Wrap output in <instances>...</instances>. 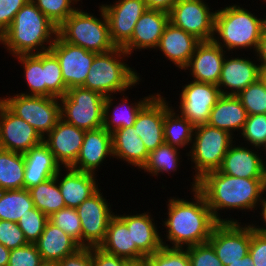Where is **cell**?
Masks as SVG:
<instances>
[{
  "mask_svg": "<svg viewBox=\"0 0 266 266\" xmlns=\"http://www.w3.org/2000/svg\"><path fill=\"white\" fill-rule=\"evenodd\" d=\"M193 198L167 197L166 218H161L166 234H161L162 246L187 248L206 243L219 223L213 216L204 196L197 190L190 191ZM177 197V198H176ZM192 200V201H191ZM165 239V240H164ZM167 242V243H166ZM168 242L170 244H168Z\"/></svg>",
  "mask_w": 266,
  "mask_h": 266,
  "instance_id": "obj_1",
  "label": "cell"
},
{
  "mask_svg": "<svg viewBox=\"0 0 266 266\" xmlns=\"http://www.w3.org/2000/svg\"><path fill=\"white\" fill-rule=\"evenodd\" d=\"M197 190L204 196L218 222H239L240 219L231 217V214L230 218H224L221 214H227L226 211L230 210L241 211L242 214L251 211L254 214L266 192V178L233 177L215 170L207 172L197 181Z\"/></svg>",
  "mask_w": 266,
  "mask_h": 266,
  "instance_id": "obj_2",
  "label": "cell"
},
{
  "mask_svg": "<svg viewBox=\"0 0 266 266\" xmlns=\"http://www.w3.org/2000/svg\"><path fill=\"white\" fill-rule=\"evenodd\" d=\"M58 27L29 0L15 15L10 27L0 36V44L13 57L49 51Z\"/></svg>",
  "mask_w": 266,
  "mask_h": 266,
  "instance_id": "obj_3",
  "label": "cell"
},
{
  "mask_svg": "<svg viewBox=\"0 0 266 266\" xmlns=\"http://www.w3.org/2000/svg\"><path fill=\"white\" fill-rule=\"evenodd\" d=\"M238 4L232 3L216 10L212 40L227 53L250 49L254 54L266 27V16L261 18L260 14L257 16L255 12Z\"/></svg>",
  "mask_w": 266,
  "mask_h": 266,
  "instance_id": "obj_4",
  "label": "cell"
},
{
  "mask_svg": "<svg viewBox=\"0 0 266 266\" xmlns=\"http://www.w3.org/2000/svg\"><path fill=\"white\" fill-rule=\"evenodd\" d=\"M130 57L121 47L106 53H98L82 87L98 92L104 97L136 88L143 80L142 75L127 64Z\"/></svg>",
  "mask_w": 266,
  "mask_h": 266,
  "instance_id": "obj_5",
  "label": "cell"
},
{
  "mask_svg": "<svg viewBox=\"0 0 266 266\" xmlns=\"http://www.w3.org/2000/svg\"><path fill=\"white\" fill-rule=\"evenodd\" d=\"M77 8L58 27L57 35L67 43L96 53H106L116 46L112 43L105 12L99 5V17ZM82 8V9H81Z\"/></svg>",
  "mask_w": 266,
  "mask_h": 266,
  "instance_id": "obj_6",
  "label": "cell"
},
{
  "mask_svg": "<svg viewBox=\"0 0 266 266\" xmlns=\"http://www.w3.org/2000/svg\"><path fill=\"white\" fill-rule=\"evenodd\" d=\"M235 140L237 138L229 132L207 123L195 126L191 148L184 154L190 159L193 169L190 190L197 189V181L207 172L221 167L225 154Z\"/></svg>",
  "mask_w": 266,
  "mask_h": 266,
  "instance_id": "obj_7",
  "label": "cell"
},
{
  "mask_svg": "<svg viewBox=\"0 0 266 266\" xmlns=\"http://www.w3.org/2000/svg\"><path fill=\"white\" fill-rule=\"evenodd\" d=\"M60 117L85 131L103 127L105 97L84 87H73L59 98Z\"/></svg>",
  "mask_w": 266,
  "mask_h": 266,
  "instance_id": "obj_8",
  "label": "cell"
},
{
  "mask_svg": "<svg viewBox=\"0 0 266 266\" xmlns=\"http://www.w3.org/2000/svg\"><path fill=\"white\" fill-rule=\"evenodd\" d=\"M7 95L0 97V100L30 124L42 138L51 132L61 118L60 100L57 97L29 96L14 92L13 95Z\"/></svg>",
  "mask_w": 266,
  "mask_h": 266,
  "instance_id": "obj_9",
  "label": "cell"
},
{
  "mask_svg": "<svg viewBox=\"0 0 266 266\" xmlns=\"http://www.w3.org/2000/svg\"><path fill=\"white\" fill-rule=\"evenodd\" d=\"M99 188L77 208L82 228V247H99L104 241L113 212L110 201Z\"/></svg>",
  "mask_w": 266,
  "mask_h": 266,
  "instance_id": "obj_10",
  "label": "cell"
},
{
  "mask_svg": "<svg viewBox=\"0 0 266 266\" xmlns=\"http://www.w3.org/2000/svg\"><path fill=\"white\" fill-rule=\"evenodd\" d=\"M206 1L179 0L169 12V22L200 41L212 40L216 10Z\"/></svg>",
  "mask_w": 266,
  "mask_h": 266,
  "instance_id": "obj_11",
  "label": "cell"
},
{
  "mask_svg": "<svg viewBox=\"0 0 266 266\" xmlns=\"http://www.w3.org/2000/svg\"><path fill=\"white\" fill-rule=\"evenodd\" d=\"M181 88V93L178 94L179 101H177L179 105L177 104L176 107L172 105V108H175L194 126L208 123L211 109L222 95L219 87L215 84L192 80L182 85Z\"/></svg>",
  "mask_w": 266,
  "mask_h": 266,
  "instance_id": "obj_12",
  "label": "cell"
},
{
  "mask_svg": "<svg viewBox=\"0 0 266 266\" xmlns=\"http://www.w3.org/2000/svg\"><path fill=\"white\" fill-rule=\"evenodd\" d=\"M223 266L242 259L249 253L251 225L249 222H219L207 241Z\"/></svg>",
  "mask_w": 266,
  "mask_h": 266,
  "instance_id": "obj_13",
  "label": "cell"
},
{
  "mask_svg": "<svg viewBox=\"0 0 266 266\" xmlns=\"http://www.w3.org/2000/svg\"><path fill=\"white\" fill-rule=\"evenodd\" d=\"M61 67L67 89L84 85L96 52L63 41L58 35L50 48Z\"/></svg>",
  "mask_w": 266,
  "mask_h": 266,
  "instance_id": "obj_14",
  "label": "cell"
},
{
  "mask_svg": "<svg viewBox=\"0 0 266 266\" xmlns=\"http://www.w3.org/2000/svg\"><path fill=\"white\" fill-rule=\"evenodd\" d=\"M109 25L112 43L123 47L134 32L136 22L146 11L144 0H115L113 4H101Z\"/></svg>",
  "mask_w": 266,
  "mask_h": 266,
  "instance_id": "obj_15",
  "label": "cell"
},
{
  "mask_svg": "<svg viewBox=\"0 0 266 266\" xmlns=\"http://www.w3.org/2000/svg\"><path fill=\"white\" fill-rule=\"evenodd\" d=\"M43 138L0 100V149L24 154Z\"/></svg>",
  "mask_w": 266,
  "mask_h": 266,
  "instance_id": "obj_16",
  "label": "cell"
},
{
  "mask_svg": "<svg viewBox=\"0 0 266 266\" xmlns=\"http://www.w3.org/2000/svg\"><path fill=\"white\" fill-rule=\"evenodd\" d=\"M230 54H226L224 58L221 76L217 86L222 95L236 96L251 83L261 78L262 70L255 54L253 57L251 56L254 59L245 55H243L244 57H240L242 55H238L237 53H235V56H233L234 54L230 56Z\"/></svg>",
  "mask_w": 266,
  "mask_h": 266,
  "instance_id": "obj_17",
  "label": "cell"
},
{
  "mask_svg": "<svg viewBox=\"0 0 266 266\" xmlns=\"http://www.w3.org/2000/svg\"><path fill=\"white\" fill-rule=\"evenodd\" d=\"M160 92L140 110L133 125L148 152L164 143V115L172 107Z\"/></svg>",
  "mask_w": 266,
  "mask_h": 266,
  "instance_id": "obj_18",
  "label": "cell"
},
{
  "mask_svg": "<svg viewBox=\"0 0 266 266\" xmlns=\"http://www.w3.org/2000/svg\"><path fill=\"white\" fill-rule=\"evenodd\" d=\"M238 141L241 143L238 139L231 144L218 170L233 177L266 178L263 150L250 145L244 146Z\"/></svg>",
  "mask_w": 266,
  "mask_h": 266,
  "instance_id": "obj_19",
  "label": "cell"
},
{
  "mask_svg": "<svg viewBox=\"0 0 266 266\" xmlns=\"http://www.w3.org/2000/svg\"><path fill=\"white\" fill-rule=\"evenodd\" d=\"M85 130L59 119L51 132L43 138L56 162L62 168L71 167L80 153Z\"/></svg>",
  "mask_w": 266,
  "mask_h": 266,
  "instance_id": "obj_20",
  "label": "cell"
},
{
  "mask_svg": "<svg viewBox=\"0 0 266 266\" xmlns=\"http://www.w3.org/2000/svg\"><path fill=\"white\" fill-rule=\"evenodd\" d=\"M226 54L213 40L201 41L183 70L189 71L187 75H191L193 81L218 85Z\"/></svg>",
  "mask_w": 266,
  "mask_h": 266,
  "instance_id": "obj_21",
  "label": "cell"
},
{
  "mask_svg": "<svg viewBox=\"0 0 266 266\" xmlns=\"http://www.w3.org/2000/svg\"><path fill=\"white\" fill-rule=\"evenodd\" d=\"M107 158L114 159L112 134L103 127L85 131L80 153L70 168L97 175L98 169H102L99 167L104 166L103 163Z\"/></svg>",
  "mask_w": 266,
  "mask_h": 266,
  "instance_id": "obj_22",
  "label": "cell"
},
{
  "mask_svg": "<svg viewBox=\"0 0 266 266\" xmlns=\"http://www.w3.org/2000/svg\"><path fill=\"white\" fill-rule=\"evenodd\" d=\"M169 23V13L146 9L136 22L131 39L122 47L130 56L136 51L142 52L157 48L165 27ZM135 51V52H134Z\"/></svg>",
  "mask_w": 266,
  "mask_h": 266,
  "instance_id": "obj_23",
  "label": "cell"
},
{
  "mask_svg": "<svg viewBox=\"0 0 266 266\" xmlns=\"http://www.w3.org/2000/svg\"><path fill=\"white\" fill-rule=\"evenodd\" d=\"M200 42L193 35L169 22L155 50L162 52L163 58L168 59L170 63L182 71Z\"/></svg>",
  "mask_w": 266,
  "mask_h": 266,
  "instance_id": "obj_24",
  "label": "cell"
},
{
  "mask_svg": "<svg viewBox=\"0 0 266 266\" xmlns=\"http://www.w3.org/2000/svg\"><path fill=\"white\" fill-rule=\"evenodd\" d=\"M116 214L126 223L128 229L131 230L132 245H136L146 257L157 252L162 247V232H159L160 226L157 227V222H154L155 216L152 215L151 211Z\"/></svg>",
  "mask_w": 266,
  "mask_h": 266,
  "instance_id": "obj_25",
  "label": "cell"
},
{
  "mask_svg": "<svg viewBox=\"0 0 266 266\" xmlns=\"http://www.w3.org/2000/svg\"><path fill=\"white\" fill-rule=\"evenodd\" d=\"M97 176L92 173L77 171L70 167L61 168L55 178L66 207L77 208L82 202L93 195L101 187L96 178Z\"/></svg>",
  "mask_w": 266,
  "mask_h": 266,
  "instance_id": "obj_26",
  "label": "cell"
},
{
  "mask_svg": "<svg viewBox=\"0 0 266 266\" xmlns=\"http://www.w3.org/2000/svg\"><path fill=\"white\" fill-rule=\"evenodd\" d=\"M126 92L119 94L123 95L120 99L113 95L105 97L103 128L110 134L120 128L132 127L140 110L157 94L153 92L144 98L140 97L139 100L129 102L131 99L128 98ZM115 99H119L120 102L118 103Z\"/></svg>",
  "mask_w": 266,
  "mask_h": 266,
  "instance_id": "obj_27",
  "label": "cell"
},
{
  "mask_svg": "<svg viewBox=\"0 0 266 266\" xmlns=\"http://www.w3.org/2000/svg\"><path fill=\"white\" fill-rule=\"evenodd\" d=\"M23 155L25 160L24 189L29 190L56 176L62 168L44 142L31 148Z\"/></svg>",
  "mask_w": 266,
  "mask_h": 266,
  "instance_id": "obj_28",
  "label": "cell"
},
{
  "mask_svg": "<svg viewBox=\"0 0 266 266\" xmlns=\"http://www.w3.org/2000/svg\"><path fill=\"white\" fill-rule=\"evenodd\" d=\"M247 117V111L237 96L221 95L216 105L211 109L207 124L223 129L237 137L242 131ZM236 132H238L237 135Z\"/></svg>",
  "mask_w": 266,
  "mask_h": 266,
  "instance_id": "obj_29",
  "label": "cell"
},
{
  "mask_svg": "<svg viewBox=\"0 0 266 266\" xmlns=\"http://www.w3.org/2000/svg\"><path fill=\"white\" fill-rule=\"evenodd\" d=\"M113 157L139 171L145 165L149 152L136 133L135 127L120 128L112 133Z\"/></svg>",
  "mask_w": 266,
  "mask_h": 266,
  "instance_id": "obj_30",
  "label": "cell"
},
{
  "mask_svg": "<svg viewBox=\"0 0 266 266\" xmlns=\"http://www.w3.org/2000/svg\"><path fill=\"white\" fill-rule=\"evenodd\" d=\"M99 248L108 254L128 260H138L146 257L136 245H132L131 230L117 214L110 220L106 236Z\"/></svg>",
  "mask_w": 266,
  "mask_h": 266,
  "instance_id": "obj_31",
  "label": "cell"
},
{
  "mask_svg": "<svg viewBox=\"0 0 266 266\" xmlns=\"http://www.w3.org/2000/svg\"><path fill=\"white\" fill-rule=\"evenodd\" d=\"M43 261H61L81 246L59 227L47 222L43 233L34 243Z\"/></svg>",
  "mask_w": 266,
  "mask_h": 266,
  "instance_id": "obj_32",
  "label": "cell"
},
{
  "mask_svg": "<svg viewBox=\"0 0 266 266\" xmlns=\"http://www.w3.org/2000/svg\"><path fill=\"white\" fill-rule=\"evenodd\" d=\"M14 59L23 66V78L28 87L25 92L20 94L29 96L46 97L45 83V52L38 54H21L15 56Z\"/></svg>",
  "mask_w": 266,
  "mask_h": 266,
  "instance_id": "obj_33",
  "label": "cell"
},
{
  "mask_svg": "<svg viewBox=\"0 0 266 266\" xmlns=\"http://www.w3.org/2000/svg\"><path fill=\"white\" fill-rule=\"evenodd\" d=\"M180 148L171 146L167 143H163L160 146H158L155 150L149 152L148 159L143 166V168L140 170L149 174L150 176H155L158 178V176L164 175V174H174L179 172L181 168L180 163H182V153L180 151ZM179 167V168H178Z\"/></svg>",
  "mask_w": 266,
  "mask_h": 266,
  "instance_id": "obj_34",
  "label": "cell"
},
{
  "mask_svg": "<svg viewBox=\"0 0 266 266\" xmlns=\"http://www.w3.org/2000/svg\"><path fill=\"white\" fill-rule=\"evenodd\" d=\"M195 126L174 108H170L164 115V142L180 148H191Z\"/></svg>",
  "mask_w": 266,
  "mask_h": 266,
  "instance_id": "obj_35",
  "label": "cell"
},
{
  "mask_svg": "<svg viewBox=\"0 0 266 266\" xmlns=\"http://www.w3.org/2000/svg\"><path fill=\"white\" fill-rule=\"evenodd\" d=\"M24 155L0 149V191L24 189Z\"/></svg>",
  "mask_w": 266,
  "mask_h": 266,
  "instance_id": "obj_36",
  "label": "cell"
},
{
  "mask_svg": "<svg viewBox=\"0 0 266 266\" xmlns=\"http://www.w3.org/2000/svg\"><path fill=\"white\" fill-rule=\"evenodd\" d=\"M29 192L34 206L48 217L66 207L55 176L32 187Z\"/></svg>",
  "mask_w": 266,
  "mask_h": 266,
  "instance_id": "obj_37",
  "label": "cell"
},
{
  "mask_svg": "<svg viewBox=\"0 0 266 266\" xmlns=\"http://www.w3.org/2000/svg\"><path fill=\"white\" fill-rule=\"evenodd\" d=\"M35 208L29 190L0 191V220L17 223L18 220Z\"/></svg>",
  "mask_w": 266,
  "mask_h": 266,
  "instance_id": "obj_38",
  "label": "cell"
},
{
  "mask_svg": "<svg viewBox=\"0 0 266 266\" xmlns=\"http://www.w3.org/2000/svg\"><path fill=\"white\" fill-rule=\"evenodd\" d=\"M236 96L248 115L266 113V82L262 77L251 83Z\"/></svg>",
  "mask_w": 266,
  "mask_h": 266,
  "instance_id": "obj_39",
  "label": "cell"
},
{
  "mask_svg": "<svg viewBox=\"0 0 266 266\" xmlns=\"http://www.w3.org/2000/svg\"><path fill=\"white\" fill-rule=\"evenodd\" d=\"M42 13L57 27H59L78 6L82 0H31ZM81 2L78 3V2ZM78 4V6L76 5ZM80 4V5H79ZM77 6V7H75Z\"/></svg>",
  "mask_w": 266,
  "mask_h": 266,
  "instance_id": "obj_40",
  "label": "cell"
},
{
  "mask_svg": "<svg viewBox=\"0 0 266 266\" xmlns=\"http://www.w3.org/2000/svg\"><path fill=\"white\" fill-rule=\"evenodd\" d=\"M45 83L46 97L61 98L67 93L59 61L50 50L45 52Z\"/></svg>",
  "mask_w": 266,
  "mask_h": 266,
  "instance_id": "obj_41",
  "label": "cell"
},
{
  "mask_svg": "<svg viewBox=\"0 0 266 266\" xmlns=\"http://www.w3.org/2000/svg\"><path fill=\"white\" fill-rule=\"evenodd\" d=\"M239 135L237 137L243 138L242 144L246 143L244 145L264 150L266 147V113L248 115Z\"/></svg>",
  "mask_w": 266,
  "mask_h": 266,
  "instance_id": "obj_42",
  "label": "cell"
},
{
  "mask_svg": "<svg viewBox=\"0 0 266 266\" xmlns=\"http://www.w3.org/2000/svg\"><path fill=\"white\" fill-rule=\"evenodd\" d=\"M49 221L73 238L82 247V228L76 208L65 207L53 213Z\"/></svg>",
  "mask_w": 266,
  "mask_h": 266,
  "instance_id": "obj_43",
  "label": "cell"
},
{
  "mask_svg": "<svg viewBox=\"0 0 266 266\" xmlns=\"http://www.w3.org/2000/svg\"><path fill=\"white\" fill-rule=\"evenodd\" d=\"M49 217L36 207L28 210V213L22 216L17 224L23 231L28 243H35L43 233Z\"/></svg>",
  "mask_w": 266,
  "mask_h": 266,
  "instance_id": "obj_44",
  "label": "cell"
},
{
  "mask_svg": "<svg viewBox=\"0 0 266 266\" xmlns=\"http://www.w3.org/2000/svg\"><path fill=\"white\" fill-rule=\"evenodd\" d=\"M147 258L150 266H191L186 248L162 246Z\"/></svg>",
  "mask_w": 266,
  "mask_h": 266,
  "instance_id": "obj_45",
  "label": "cell"
},
{
  "mask_svg": "<svg viewBox=\"0 0 266 266\" xmlns=\"http://www.w3.org/2000/svg\"><path fill=\"white\" fill-rule=\"evenodd\" d=\"M186 249L191 266H223L208 242L190 246Z\"/></svg>",
  "mask_w": 266,
  "mask_h": 266,
  "instance_id": "obj_46",
  "label": "cell"
},
{
  "mask_svg": "<svg viewBox=\"0 0 266 266\" xmlns=\"http://www.w3.org/2000/svg\"><path fill=\"white\" fill-rule=\"evenodd\" d=\"M42 261L36 245L28 243L10 250L8 266H39Z\"/></svg>",
  "mask_w": 266,
  "mask_h": 266,
  "instance_id": "obj_47",
  "label": "cell"
},
{
  "mask_svg": "<svg viewBox=\"0 0 266 266\" xmlns=\"http://www.w3.org/2000/svg\"><path fill=\"white\" fill-rule=\"evenodd\" d=\"M0 243L9 250L28 244L19 225L7 220H0Z\"/></svg>",
  "mask_w": 266,
  "mask_h": 266,
  "instance_id": "obj_48",
  "label": "cell"
},
{
  "mask_svg": "<svg viewBox=\"0 0 266 266\" xmlns=\"http://www.w3.org/2000/svg\"><path fill=\"white\" fill-rule=\"evenodd\" d=\"M29 0H0V36L10 27L17 12Z\"/></svg>",
  "mask_w": 266,
  "mask_h": 266,
  "instance_id": "obj_49",
  "label": "cell"
},
{
  "mask_svg": "<svg viewBox=\"0 0 266 266\" xmlns=\"http://www.w3.org/2000/svg\"><path fill=\"white\" fill-rule=\"evenodd\" d=\"M249 254L255 266H266V234L254 231L252 226Z\"/></svg>",
  "mask_w": 266,
  "mask_h": 266,
  "instance_id": "obj_50",
  "label": "cell"
},
{
  "mask_svg": "<svg viewBox=\"0 0 266 266\" xmlns=\"http://www.w3.org/2000/svg\"><path fill=\"white\" fill-rule=\"evenodd\" d=\"M93 266H125L128 259L108 254L99 247H91Z\"/></svg>",
  "mask_w": 266,
  "mask_h": 266,
  "instance_id": "obj_51",
  "label": "cell"
},
{
  "mask_svg": "<svg viewBox=\"0 0 266 266\" xmlns=\"http://www.w3.org/2000/svg\"><path fill=\"white\" fill-rule=\"evenodd\" d=\"M60 266H93L91 248L81 247L75 253L59 261Z\"/></svg>",
  "mask_w": 266,
  "mask_h": 266,
  "instance_id": "obj_52",
  "label": "cell"
},
{
  "mask_svg": "<svg viewBox=\"0 0 266 266\" xmlns=\"http://www.w3.org/2000/svg\"><path fill=\"white\" fill-rule=\"evenodd\" d=\"M257 209L260 210V211L257 210V212H259V214H260V216H259L260 218H257L258 222L255 220L254 221L251 220L252 222H249V224L252 226L254 231L261 233V234H266V193L265 192L262 196V199H261ZM259 221H261L260 223H262V222L263 223L261 225H259Z\"/></svg>",
  "mask_w": 266,
  "mask_h": 266,
  "instance_id": "obj_53",
  "label": "cell"
},
{
  "mask_svg": "<svg viewBox=\"0 0 266 266\" xmlns=\"http://www.w3.org/2000/svg\"><path fill=\"white\" fill-rule=\"evenodd\" d=\"M179 0H144L147 9L160 10L169 13Z\"/></svg>",
  "mask_w": 266,
  "mask_h": 266,
  "instance_id": "obj_54",
  "label": "cell"
},
{
  "mask_svg": "<svg viewBox=\"0 0 266 266\" xmlns=\"http://www.w3.org/2000/svg\"><path fill=\"white\" fill-rule=\"evenodd\" d=\"M254 54L260 63V67L266 68V27L262 31L260 41Z\"/></svg>",
  "mask_w": 266,
  "mask_h": 266,
  "instance_id": "obj_55",
  "label": "cell"
},
{
  "mask_svg": "<svg viewBox=\"0 0 266 266\" xmlns=\"http://www.w3.org/2000/svg\"><path fill=\"white\" fill-rule=\"evenodd\" d=\"M10 250L0 243V266H8Z\"/></svg>",
  "mask_w": 266,
  "mask_h": 266,
  "instance_id": "obj_56",
  "label": "cell"
},
{
  "mask_svg": "<svg viewBox=\"0 0 266 266\" xmlns=\"http://www.w3.org/2000/svg\"><path fill=\"white\" fill-rule=\"evenodd\" d=\"M229 266H255L251 255L247 253L242 259L232 262Z\"/></svg>",
  "mask_w": 266,
  "mask_h": 266,
  "instance_id": "obj_57",
  "label": "cell"
},
{
  "mask_svg": "<svg viewBox=\"0 0 266 266\" xmlns=\"http://www.w3.org/2000/svg\"><path fill=\"white\" fill-rule=\"evenodd\" d=\"M125 266H150V263L148 258L145 257L138 260H128Z\"/></svg>",
  "mask_w": 266,
  "mask_h": 266,
  "instance_id": "obj_58",
  "label": "cell"
},
{
  "mask_svg": "<svg viewBox=\"0 0 266 266\" xmlns=\"http://www.w3.org/2000/svg\"><path fill=\"white\" fill-rule=\"evenodd\" d=\"M39 266H60L58 261H42Z\"/></svg>",
  "mask_w": 266,
  "mask_h": 266,
  "instance_id": "obj_59",
  "label": "cell"
},
{
  "mask_svg": "<svg viewBox=\"0 0 266 266\" xmlns=\"http://www.w3.org/2000/svg\"><path fill=\"white\" fill-rule=\"evenodd\" d=\"M262 70V78L265 80L266 82V68H261Z\"/></svg>",
  "mask_w": 266,
  "mask_h": 266,
  "instance_id": "obj_60",
  "label": "cell"
},
{
  "mask_svg": "<svg viewBox=\"0 0 266 266\" xmlns=\"http://www.w3.org/2000/svg\"><path fill=\"white\" fill-rule=\"evenodd\" d=\"M263 152H265L263 154L266 156V147L264 148ZM264 159H265V163H266V157Z\"/></svg>",
  "mask_w": 266,
  "mask_h": 266,
  "instance_id": "obj_61",
  "label": "cell"
}]
</instances>
